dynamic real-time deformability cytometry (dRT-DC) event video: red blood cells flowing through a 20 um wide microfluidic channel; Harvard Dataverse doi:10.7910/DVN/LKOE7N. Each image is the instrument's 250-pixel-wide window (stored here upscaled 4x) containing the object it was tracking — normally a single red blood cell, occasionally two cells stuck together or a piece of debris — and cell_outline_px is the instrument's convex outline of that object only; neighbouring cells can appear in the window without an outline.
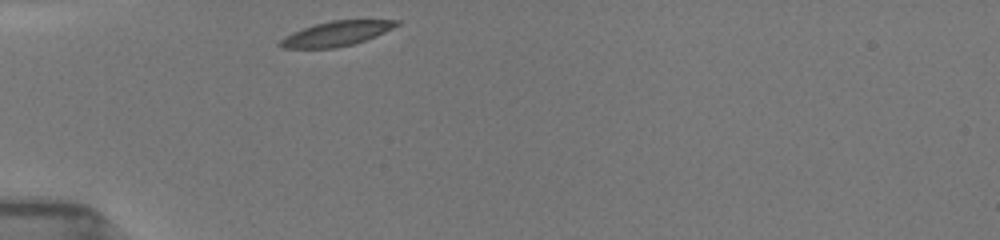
{"species": "common noctule bat (a hibernating species)", "species_latin": "Nyctalus noctula", "temperature_condition": "room temperature", "stored_images_in_passage": 23, "camera_frame_rate_fps": 3000, "um_per_image_px": 0.085, "animal": {"sex": "female", "body_mass_g": 19.5, "forearm_length_mm": 54.1}, "frame": {"image": 1, "passage_image": 1, "time_ms": 0.0, "image_size_px": [1000, 240], "cell_outline_px": [[400, 24], [376, 36], [352, 44], [336, 48], [280, 48], [276, 44], [284, 36], [292, 32], [312, 24], [332, 20], [400, 20]], "centroid_in_image_um": [28.53, 2.86], "position_along_channel_um": 56.5, "area_um2": 16.88}}
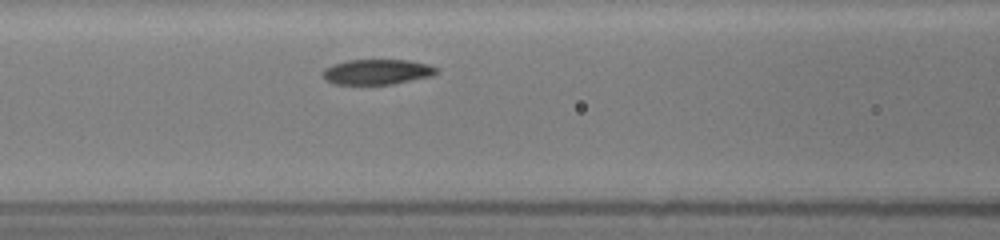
{"frame": {"image": 2, "passage_image": 10, "time_ms": 2.333, "image_size_px": [1000, 240], "cell_outline_px": [[440, 72], [432, 76], [392, 84], [332, 84], [324, 80], [324, 68], [332, 64], [348, 60], [408, 60], [428, 64], [436, 68]], "centroid_in_image_um": [32.05, 6.11], "position_along_channel_um": 134.6, "area_um2": 16.76}}
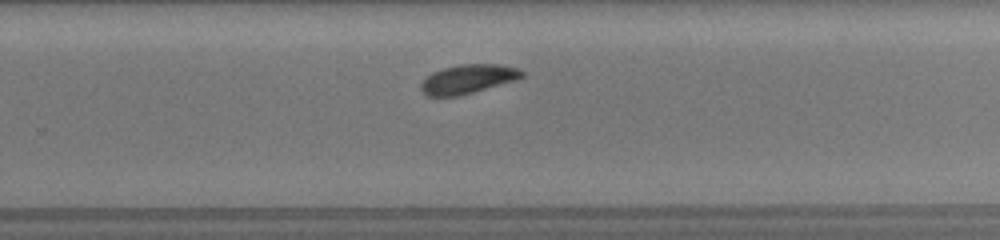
{"frame": {"image": 3, "passage_image": 23, "time_ms": 6.333, "image_size_px": [1000, 240], "cell_outline_px": [[524, 76], [516, 80], [460, 96], [428, 96], [420, 88], [420, 84], [432, 72], [444, 68], [460, 64], [496, 64], [520, 68], [524, 72]], "centroid_in_image_um": [39.81, 6.72], "position_along_channel_um": 290.0, "area_um2": 17.05}}